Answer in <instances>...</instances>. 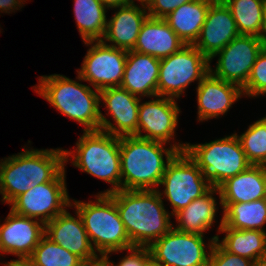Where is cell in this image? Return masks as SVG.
<instances>
[{"label":"cell","instance_id":"e575fe53","mask_svg":"<svg viewBox=\"0 0 266 266\" xmlns=\"http://www.w3.org/2000/svg\"><path fill=\"white\" fill-rule=\"evenodd\" d=\"M190 1L191 0H153V2L147 7L149 17L165 18L176 8Z\"/></svg>","mask_w":266,"mask_h":266},{"label":"cell","instance_id":"603a6c76","mask_svg":"<svg viewBox=\"0 0 266 266\" xmlns=\"http://www.w3.org/2000/svg\"><path fill=\"white\" fill-rule=\"evenodd\" d=\"M220 203H242L266 198V166L251 165L219 187Z\"/></svg>","mask_w":266,"mask_h":266},{"label":"cell","instance_id":"ac0fdd59","mask_svg":"<svg viewBox=\"0 0 266 266\" xmlns=\"http://www.w3.org/2000/svg\"><path fill=\"white\" fill-rule=\"evenodd\" d=\"M238 35L230 9L224 2H213L194 46L210 60Z\"/></svg>","mask_w":266,"mask_h":266},{"label":"cell","instance_id":"7402d4cb","mask_svg":"<svg viewBox=\"0 0 266 266\" xmlns=\"http://www.w3.org/2000/svg\"><path fill=\"white\" fill-rule=\"evenodd\" d=\"M185 45L163 18L148 17L141 27L133 51L162 59Z\"/></svg>","mask_w":266,"mask_h":266},{"label":"cell","instance_id":"6da1fadb","mask_svg":"<svg viewBox=\"0 0 266 266\" xmlns=\"http://www.w3.org/2000/svg\"><path fill=\"white\" fill-rule=\"evenodd\" d=\"M108 195L116 203L132 246L149 247L174 226L159 189H121Z\"/></svg>","mask_w":266,"mask_h":266},{"label":"cell","instance_id":"2e32d148","mask_svg":"<svg viewBox=\"0 0 266 266\" xmlns=\"http://www.w3.org/2000/svg\"><path fill=\"white\" fill-rule=\"evenodd\" d=\"M44 234L42 222L10 210L0 225V253L15 255L18 257L16 260L30 258Z\"/></svg>","mask_w":266,"mask_h":266},{"label":"cell","instance_id":"8d00e7d4","mask_svg":"<svg viewBox=\"0 0 266 266\" xmlns=\"http://www.w3.org/2000/svg\"><path fill=\"white\" fill-rule=\"evenodd\" d=\"M101 4H103L108 10L109 8H115L123 5H127L131 3V0H98Z\"/></svg>","mask_w":266,"mask_h":266},{"label":"cell","instance_id":"83f0119b","mask_svg":"<svg viewBox=\"0 0 266 266\" xmlns=\"http://www.w3.org/2000/svg\"><path fill=\"white\" fill-rule=\"evenodd\" d=\"M226 233L218 242L229 252L255 262L266 254V232L259 230H238L220 228L219 233Z\"/></svg>","mask_w":266,"mask_h":266},{"label":"cell","instance_id":"ba28073f","mask_svg":"<svg viewBox=\"0 0 266 266\" xmlns=\"http://www.w3.org/2000/svg\"><path fill=\"white\" fill-rule=\"evenodd\" d=\"M209 72L210 60L194 45H185L160 59L157 95L178 99L191 82L199 84Z\"/></svg>","mask_w":266,"mask_h":266},{"label":"cell","instance_id":"7c38bea8","mask_svg":"<svg viewBox=\"0 0 266 266\" xmlns=\"http://www.w3.org/2000/svg\"><path fill=\"white\" fill-rule=\"evenodd\" d=\"M65 170L54 180L36 185L20 194L9 205L21 216L33 218L44 225L71 206L65 182Z\"/></svg>","mask_w":266,"mask_h":266},{"label":"cell","instance_id":"5bb4252c","mask_svg":"<svg viewBox=\"0 0 266 266\" xmlns=\"http://www.w3.org/2000/svg\"><path fill=\"white\" fill-rule=\"evenodd\" d=\"M100 100L106 106L116 125L100 113V130L114 136H137L139 103L141 98L132 95L121 87H108L100 90Z\"/></svg>","mask_w":266,"mask_h":266},{"label":"cell","instance_id":"f546056e","mask_svg":"<svg viewBox=\"0 0 266 266\" xmlns=\"http://www.w3.org/2000/svg\"><path fill=\"white\" fill-rule=\"evenodd\" d=\"M38 266H84L85 263L75 254L53 242L45 234L29 258Z\"/></svg>","mask_w":266,"mask_h":266},{"label":"cell","instance_id":"d590c367","mask_svg":"<svg viewBox=\"0 0 266 266\" xmlns=\"http://www.w3.org/2000/svg\"><path fill=\"white\" fill-rule=\"evenodd\" d=\"M23 2L25 0H0V11L5 13L13 12L14 9L18 10L20 6L22 8Z\"/></svg>","mask_w":266,"mask_h":266},{"label":"cell","instance_id":"f1b7e54d","mask_svg":"<svg viewBox=\"0 0 266 266\" xmlns=\"http://www.w3.org/2000/svg\"><path fill=\"white\" fill-rule=\"evenodd\" d=\"M241 35L258 37L262 28L266 0H226Z\"/></svg>","mask_w":266,"mask_h":266},{"label":"cell","instance_id":"e0dca14e","mask_svg":"<svg viewBox=\"0 0 266 266\" xmlns=\"http://www.w3.org/2000/svg\"><path fill=\"white\" fill-rule=\"evenodd\" d=\"M76 215L77 218L73 217L67 210L57 215L45 224V235L85 264L97 262L101 257L90 242L81 216L78 212Z\"/></svg>","mask_w":266,"mask_h":266},{"label":"cell","instance_id":"9c48e42d","mask_svg":"<svg viewBox=\"0 0 266 266\" xmlns=\"http://www.w3.org/2000/svg\"><path fill=\"white\" fill-rule=\"evenodd\" d=\"M159 185L164 186L162 193L173 208V216L212 188L185 151L178 152L169 161Z\"/></svg>","mask_w":266,"mask_h":266},{"label":"cell","instance_id":"b9f144b4","mask_svg":"<svg viewBox=\"0 0 266 266\" xmlns=\"http://www.w3.org/2000/svg\"><path fill=\"white\" fill-rule=\"evenodd\" d=\"M84 266H103V258L97 262L85 264Z\"/></svg>","mask_w":266,"mask_h":266},{"label":"cell","instance_id":"836d02e7","mask_svg":"<svg viewBox=\"0 0 266 266\" xmlns=\"http://www.w3.org/2000/svg\"><path fill=\"white\" fill-rule=\"evenodd\" d=\"M129 254L123 257L117 265L109 260V255L106 254L103 259L108 266H148L151 260V253L148 247L133 246L128 248Z\"/></svg>","mask_w":266,"mask_h":266},{"label":"cell","instance_id":"277c9868","mask_svg":"<svg viewBox=\"0 0 266 266\" xmlns=\"http://www.w3.org/2000/svg\"><path fill=\"white\" fill-rule=\"evenodd\" d=\"M40 77L33 88L36 93L61 114L83 125V132L100 130L99 90L60 74Z\"/></svg>","mask_w":266,"mask_h":266},{"label":"cell","instance_id":"52a82bcc","mask_svg":"<svg viewBox=\"0 0 266 266\" xmlns=\"http://www.w3.org/2000/svg\"><path fill=\"white\" fill-rule=\"evenodd\" d=\"M185 152L214 188L252 165L246 158L237 133L204 144L186 143Z\"/></svg>","mask_w":266,"mask_h":266},{"label":"cell","instance_id":"cb8c5ba5","mask_svg":"<svg viewBox=\"0 0 266 266\" xmlns=\"http://www.w3.org/2000/svg\"><path fill=\"white\" fill-rule=\"evenodd\" d=\"M212 3V0H191L163 19L186 45H194Z\"/></svg>","mask_w":266,"mask_h":266},{"label":"cell","instance_id":"74e56055","mask_svg":"<svg viewBox=\"0 0 266 266\" xmlns=\"http://www.w3.org/2000/svg\"><path fill=\"white\" fill-rule=\"evenodd\" d=\"M4 266H38L29 258L27 259H19V260H11L8 263L3 264Z\"/></svg>","mask_w":266,"mask_h":266},{"label":"cell","instance_id":"7a4b0ae2","mask_svg":"<svg viewBox=\"0 0 266 266\" xmlns=\"http://www.w3.org/2000/svg\"><path fill=\"white\" fill-rule=\"evenodd\" d=\"M164 144L134 135L120 137L121 189H158L169 161L186 147L179 142L170 144L171 148H164Z\"/></svg>","mask_w":266,"mask_h":266},{"label":"cell","instance_id":"8992f818","mask_svg":"<svg viewBox=\"0 0 266 266\" xmlns=\"http://www.w3.org/2000/svg\"><path fill=\"white\" fill-rule=\"evenodd\" d=\"M71 206L81 216L90 242L101 258L133 247L116 203L108 194L96 195L94 202L85 203L73 199Z\"/></svg>","mask_w":266,"mask_h":266},{"label":"cell","instance_id":"d4e9b609","mask_svg":"<svg viewBox=\"0 0 266 266\" xmlns=\"http://www.w3.org/2000/svg\"><path fill=\"white\" fill-rule=\"evenodd\" d=\"M220 196L218 188L212 187L202 197L193 200L188 206L177 212L174 216L178 222L176 230L180 232L196 233L204 236L213 226L217 211V202L213 194Z\"/></svg>","mask_w":266,"mask_h":266},{"label":"cell","instance_id":"d6a6232c","mask_svg":"<svg viewBox=\"0 0 266 266\" xmlns=\"http://www.w3.org/2000/svg\"><path fill=\"white\" fill-rule=\"evenodd\" d=\"M253 261L227 251L216 239L207 266H253Z\"/></svg>","mask_w":266,"mask_h":266},{"label":"cell","instance_id":"44dd1931","mask_svg":"<svg viewBox=\"0 0 266 266\" xmlns=\"http://www.w3.org/2000/svg\"><path fill=\"white\" fill-rule=\"evenodd\" d=\"M160 59L130 50L127 52L121 88L139 98L157 96Z\"/></svg>","mask_w":266,"mask_h":266},{"label":"cell","instance_id":"7bdbcfd3","mask_svg":"<svg viewBox=\"0 0 266 266\" xmlns=\"http://www.w3.org/2000/svg\"><path fill=\"white\" fill-rule=\"evenodd\" d=\"M148 266H161V265L156 264V263H154L153 261H151V262L148 264Z\"/></svg>","mask_w":266,"mask_h":266},{"label":"cell","instance_id":"60d3db41","mask_svg":"<svg viewBox=\"0 0 266 266\" xmlns=\"http://www.w3.org/2000/svg\"><path fill=\"white\" fill-rule=\"evenodd\" d=\"M140 2V4L144 7H148L152 2L153 0H137ZM132 3H134V0H131Z\"/></svg>","mask_w":266,"mask_h":266},{"label":"cell","instance_id":"f35d334b","mask_svg":"<svg viewBox=\"0 0 266 266\" xmlns=\"http://www.w3.org/2000/svg\"><path fill=\"white\" fill-rule=\"evenodd\" d=\"M258 38L261 40L263 47L266 48V9L264 12L263 24Z\"/></svg>","mask_w":266,"mask_h":266},{"label":"cell","instance_id":"ee69618b","mask_svg":"<svg viewBox=\"0 0 266 266\" xmlns=\"http://www.w3.org/2000/svg\"><path fill=\"white\" fill-rule=\"evenodd\" d=\"M213 2H225L226 0H212Z\"/></svg>","mask_w":266,"mask_h":266},{"label":"cell","instance_id":"f6af8a7d","mask_svg":"<svg viewBox=\"0 0 266 266\" xmlns=\"http://www.w3.org/2000/svg\"><path fill=\"white\" fill-rule=\"evenodd\" d=\"M103 266H108L104 259H103Z\"/></svg>","mask_w":266,"mask_h":266},{"label":"cell","instance_id":"30bf717a","mask_svg":"<svg viewBox=\"0 0 266 266\" xmlns=\"http://www.w3.org/2000/svg\"><path fill=\"white\" fill-rule=\"evenodd\" d=\"M218 237L208 240V252L203 235L180 232L172 227L148 248L151 260L161 266H207L210 250Z\"/></svg>","mask_w":266,"mask_h":266},{"label":"cell","instance_id":"4dcf8cb0","mask_svg":"<svg viewBox=\"0 0 266 266\" xmlns=\"http://www.w3.org/2000/svg\"><path fill=\"white\" fill-rule=\"evenodd\" d=\"M247 160L252 165L266 166V116L238 135Z\"/></svg>","mask_w":266,"mask_h":266},{"label":"cell","instance_id":"1f68e13d","mask_svg":"<svg viewBox=\"0 0 266 266\" xmlns=\"http://www.w3.org/2000/svg\"><path fill=\"white\" fill-rule=\"evenodd\" d=\"M242 92L248 97L266 95V48H263L257 56L249 78L242 87Z\"/></svg>","mask_w":266,"mask_h":266},{"label":"cell","instance_id":"4fadbf2b","mask_svg":"<svg viewBox=\"0 0 266 266\" xmlns=\"http://www.w3.org/2000/svg\"><path fill=\"white\" fill-rule=\"evenodd\" d=\"M263 48L258 37L240 34L210 59L211 63L214 57L219 56L216 68L213 70L210 66V72L242 88Z\"/></svg>","mask_w":266,"mask_h":266},{"label":"cell","instance_id":"ab89813d","mask_svg":"<svg viewBox=\"0 0 266 266\" xmlns=\"http://www.w3.org/2000/svg\"><path fill=\"white\" fill-rule=\"evenodd\" d=\"M253 266H266V254L253 263Z\"/></svg>","mask_w":266,"mask_h":266},{"label":"cell","instance_id":"9a60e30c","mask_svg":"<svg viewBox=\"0 0 266 266\" xmlns=\"http://www.w3.org/2000/svg\"><path fill=\"white\" fill-rule=\"evenodd\" d=\"M155 98L139 103L137 137L167 144L174 139L180 109L173 98L158 95Z\"/></svg>","mask_w":266,"mask_h":266},{"label":"cell","instance_id":"3957f363","mask_svg":"<svg viewBox=\"0 0 266 266\" xmlns=\"http://www.w3.org/2000/svg\"><path fill=\"white\" fill-rule=\"evenodd\" d=\"M0 161V194L6 204L36 185L54 181L66 165L61 148H24L22 152Z\"/></svg>","mask_w":266,"mask_h":266},{"label":"cell","instance_id":"484cf974","mask_svg":"<svg viewBox=\"0 0 266 266\" xmlns=\"http://www.w3.org/2000/svg\"><path fill=\"white\" fill-rule=\"evenodd\" d=\"M223 216L218 227L238 230H259L266 223V198L242 203H220Z\"/></svg>","mask_w":266,"mask_h":266},{"label":"cell","instance_id":"5b68a950","mask_svg":"<svg viewBox=\"0 0 266 266\" xmlns=\"http://www.w3.org/2000/svg\"><path fill=\"white\" fill-rule=\"evenodd\" d=\"M73 149L64 150L65 163L72 156L73 166L113 185L99 194L121 190L120 137L101 130L86 131Z\"/></svg>","mask_w":266,"mask_h":266},{"label":"cell","instance_id":"d6986e66","mask_svg":"<svg viewBox=\"0 0 266 266\" xmlns=\"http://www.w3.org/2000/svg\"><path fill=\"white\" fill-rule=\"evenodd\" d=\"M198 121L224 115L243 95L242 88L209 72L197 86Z\"/></svg>","mask_w":266,"mask_h":266},{"label":"cell","instance_id":"8fae6325","mask_svg":"<svg viewBox=\"0 0 266 266\" xmlns=\"http://www.w3.org/2000/svg\"><path fill=\"white\" fill-rule=\"evenodd\" d=\"M90 45L81 68L77 70L79 81H87L97 90L120 87L126 64L127 52L107 45L102 40L87 41Z\"/></svg>","mask_w":266,"mask_h":266},{"label":"cell","instance_id":"4316f807","mask_svg":"<svg viewBox=\"0 0 266 266\" xmlns=\"http://www.w3.org/2000/svg\"><path fill=\"white\" fill-rule=\"evenodd\" d=\"M107 8L98 0H74V16L83 42L102 40Z\"/></svg>","mask_w":266,"mask_h":266},{"label":"cell","instance_id":"ffe728a7","mask_svg":"<svg viewBox=\"0 0 266 266\" xmlns=\"http://www.w3.org/2000/svg\"><path fill=\"white\" fill-rule=\"evenodd\" d=\"M118 11L107 20L104 43L111 42L112 47L130 51L134 49L141 27L149 17L147 7H138L135 3L117 7Z\"/></svg>","mask_w":266,"mask_h":266}]
</instances>
